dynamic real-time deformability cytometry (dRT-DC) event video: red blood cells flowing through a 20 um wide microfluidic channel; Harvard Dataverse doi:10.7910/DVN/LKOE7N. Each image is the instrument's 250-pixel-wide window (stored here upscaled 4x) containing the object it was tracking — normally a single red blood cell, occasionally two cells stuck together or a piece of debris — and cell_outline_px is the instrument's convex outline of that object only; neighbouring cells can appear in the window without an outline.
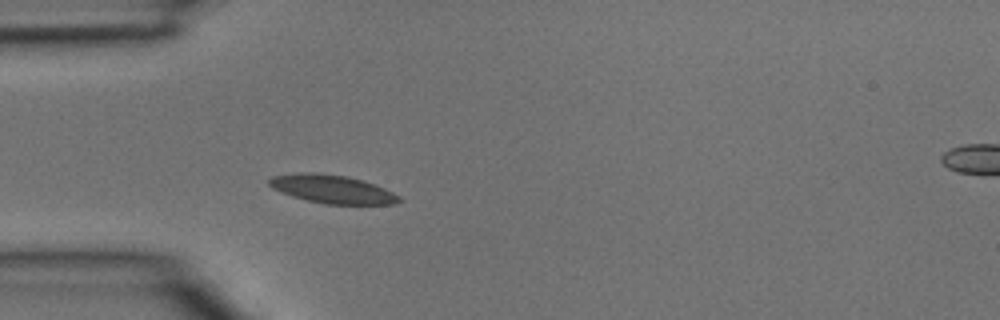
{"species": "common noctule bat (a hibernating species)", "species_latin": "Nyctalus noctula", "temperature_condition": "room temperature", "stored_images_in_passage": 3, "segment_of_instrument_passage": [1, 2], "camera_frame_rate_fps": 3000, "um_per_image_px": 0.085, "animal": {"sex": "male", "body_mass_g": 15.6}, "frame": {"image": 1, "passage_image": 2, "time_ms": 0.333, "image_size_px": [1000, 320], "cell_outline_px": [[400, 200], [396, 204], [324, 204], [292, 196], [272, 188], [268, 184], [268, 180], [272, 176], [300, 172], [320, 172], [348, 176], [364, 180], [376, 184], [400, 196]], "centroid_in_image_um": [28.24, 16.06], "position_along_channel_um": 56.8, "area_um2": 21.62}}